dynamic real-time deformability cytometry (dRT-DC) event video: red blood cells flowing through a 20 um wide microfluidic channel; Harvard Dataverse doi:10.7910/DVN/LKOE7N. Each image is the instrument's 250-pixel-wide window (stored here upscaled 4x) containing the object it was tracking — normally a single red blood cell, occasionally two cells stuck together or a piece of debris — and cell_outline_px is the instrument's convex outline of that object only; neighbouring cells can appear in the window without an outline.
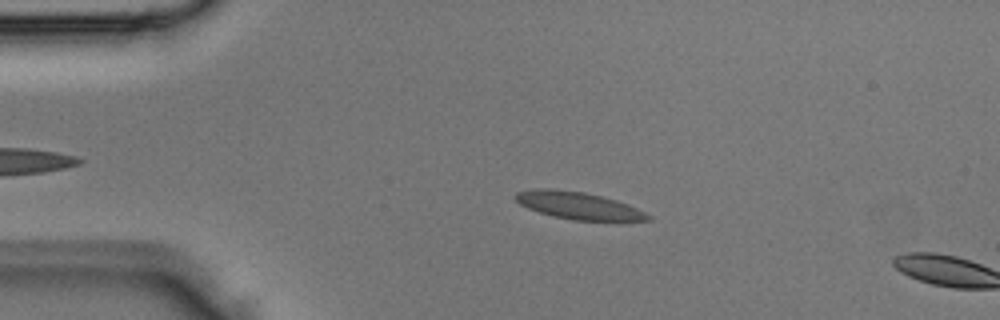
{"species": "Egyptian fruit bat (a non-hibernating species)", "species_latin": "Rousettus aegyptiacus", "temperature_condition": "room temperature", "stored_images_in_passage": 3, "camera_frame_rate_fps": 3000, "um_per_image_px": 0.085, "animal": {"sex": "male"}, "frame": {"image": 1, "passage_image": 2, "time_ms": 0.333, "image_size_px": [1000, 320], "cell_outline_px": [[652, 220], [572, 220], [552, 216], [528, 208], [520, 204], [512, 196], [516, 192], [544, 188], [552, 188], [584, 192], [616, 200], [628, 204], [652, 216]], "centroid_in_image_um": [49.13, 17.47], "position_along_channel_um": 35.9, "area_um2": 20.81}}